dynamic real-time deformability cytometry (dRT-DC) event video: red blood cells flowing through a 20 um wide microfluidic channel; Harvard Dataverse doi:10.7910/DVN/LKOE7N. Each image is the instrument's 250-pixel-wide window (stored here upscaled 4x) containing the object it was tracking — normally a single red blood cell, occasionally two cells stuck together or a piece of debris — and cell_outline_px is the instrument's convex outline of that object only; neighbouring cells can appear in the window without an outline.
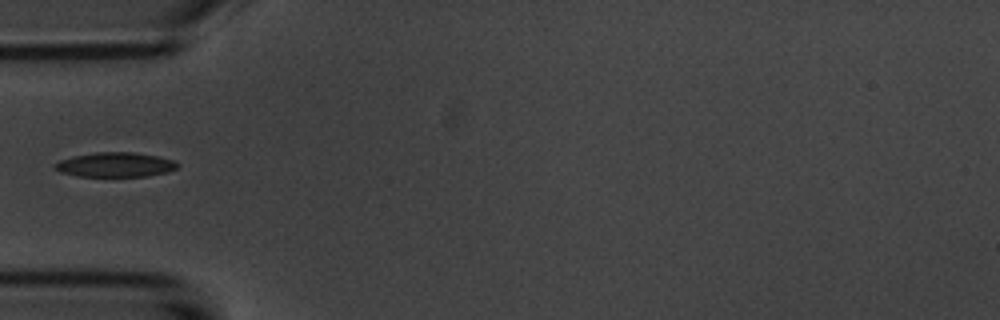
{"species": "common noctule bat (a hibernating species)", "species_latin": "Nyctalus noctula", "temperature_condition": "room temperature", "stored_images_in_passage": 6, "camera_frame_rate_fps": 3000, "um_per_image_px": 0.085, "animal": {"sex": "male", "body_mass_g": 20.1, "forearm_length_mm": 53.5}, "frame": {"image": 1, "passage_image": 5, "time_ms": 5.333, "image_size_px": [1000, 320], "cell_outline_px": [[180, 164], [176, 168], [168, 172], [148, 176], [80, 176], [60, 172], [52, 164], [60, 160], [72, 156], [96, 152], [132, 152], [160, 156], [172, 160]], "centroid_in_image_um": [9.81, 13.99], "position_along_channel_um": 75.2, "area_um2": 17.57}}